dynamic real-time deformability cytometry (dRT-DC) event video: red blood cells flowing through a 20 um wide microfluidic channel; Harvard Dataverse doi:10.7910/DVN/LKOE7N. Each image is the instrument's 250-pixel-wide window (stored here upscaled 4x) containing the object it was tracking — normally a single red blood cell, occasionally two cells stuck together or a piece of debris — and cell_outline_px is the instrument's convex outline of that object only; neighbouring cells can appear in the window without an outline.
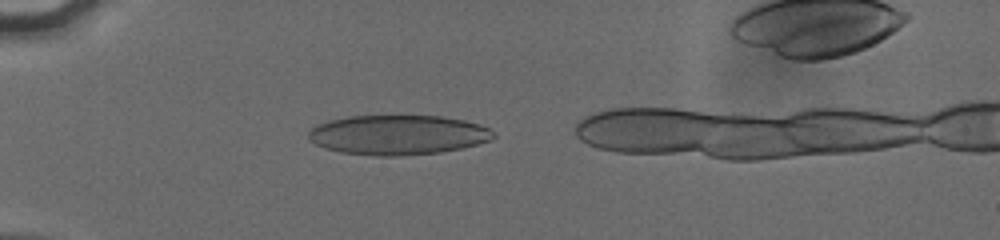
{"species": "human", "species_latin": "Homo sapiens", "temperature_condition": "cold", "stored_images_in_passage": 39, "camera_frame_rate_fps": 3000, "um_per_image_px": 0.085, "donor": {"sex": "male"}, "frame": {"image": 1, "passage_image": 5, "time_ms": 1.333, "image_size_px": [1000, 240], "cell_outline_px": [[496, 136], [492, 140], [460, 148], [440, 152], [400, 156], [376, 156], [340, 152], [324, 148], [308, 140], [308, 132], [312, 128], [328, 120], [348, 116], [440, 116], [464, 120], [480, 124], [488, 128]], "centroid_in_image_um": [33.8, 11.47], "position_along_channel_um": 51.2, "area_um2": 42.83}}
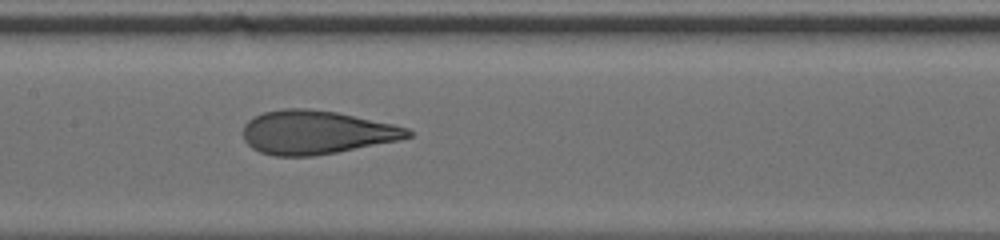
{"frame": {"image": 2, "passage_image": 17, "time_ms": 5.333, "image_size_px": [1000, 240], "cell_outline_px": [[412, 136], [400, 140], [336, 152], [312, 156], [276, 156], [260, 152], [252, 148], [244, 140], [244, 124], [248, 120], [264, 112], [284, 108], [308, 108], [336, 112], [392, 124], [408, 128], [412, 132]], "centroid_in_image_um": [26.87, 11.25], "position_along_channel_um": 180.5, "area_um2": 41.67}}
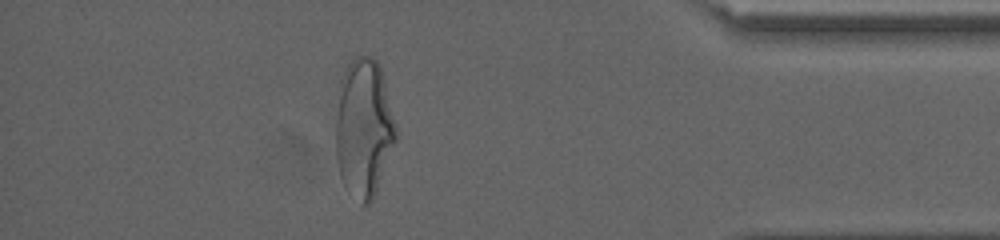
{"frame": {"image": 3, "passage_image": 37, "time_ms": 12.0, "image_size_px": [1000, 240], "cell_outline_px": [[396, 140], [372, 200], [368, 204], [360, 204], [344, 184], [340, 176], [336, 160], [336, 120], [340, 80], [348, 64], [356, 56], [372, 56], [380, 64], [396, 124]], "centroid_in_image_um": [30.92, 10.85], "position_along_channel_um": 404.3, "area_um2": 48.26}}